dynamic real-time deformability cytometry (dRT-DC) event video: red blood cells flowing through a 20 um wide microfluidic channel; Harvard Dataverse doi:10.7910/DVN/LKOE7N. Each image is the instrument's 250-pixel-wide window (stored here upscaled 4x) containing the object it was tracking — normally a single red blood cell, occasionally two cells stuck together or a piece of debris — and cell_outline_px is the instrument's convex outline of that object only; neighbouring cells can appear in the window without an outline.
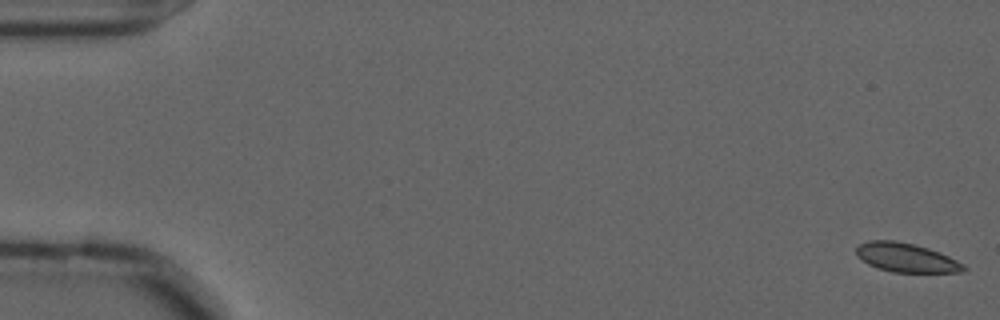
{"species": "common noctule bat (a hibernating species)", "species_latin": "Nyctalus noctula", "temperature_condition": "cold", "stored_images_in_passage": 58, "camera_frame_rate_fps": 3000, "um_per_image_px": 0.085, "animal": {"sex": "male", "forearm_length_mm": 52.5}, "frame": {"image": 1, "passage_image": 1, "time_ms": 0.0, "image_size_px": [1000, 320], "cell_outline_px": [[968, 268], [964, 272], [892, 272], [868, 264], [856, 252], [856, 248], [860, 244], [868, 240], [896, 240], [928, 248], [940, 252], [964, 264]], "centroid_in_image_um": [77.07, 21.89], "position_along_channel_um": 7.9, "area_um2": 17.98}}
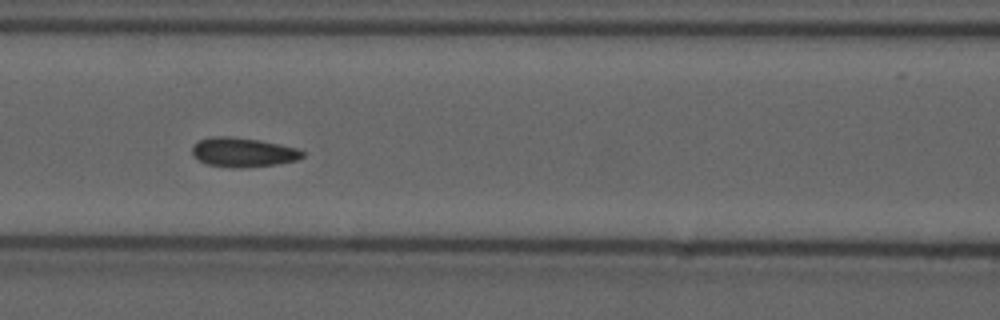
{"frame": {"image": 2, "passage_image": 25, "time_ms": 8.0, "image_size_px": [1000, 320], "cell_outline_px": [[304, 156], [296, 160], [276, 164], [240, 168], [232, 168], [208, 164], [192, 156], [192, 148], [200, 140], [212, 136], [228, 136], [260, 140], [280, 144], [296, 148], [304, 152]], "centroid_in_image_um": [20.66, 12.94], "position_along_channel_um": 145.9, "area_um2": 18.73}}
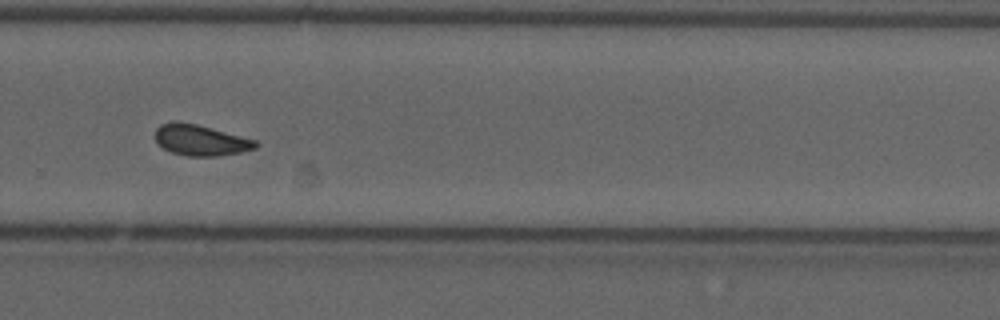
{"frame": {"image": 3, "passage_image": 39, "time_ms": 12.667, "image_size_px": [1000, 320], "cell_outline_px": [[260, 144], [256, 148], [240, 152], [216, 156], [188, 156], [172, 152], [164, 148], [156, 140], [156, 128], [160, 124], [172, 120], [176, 120], [196, 124], [256, 140]], "centroid_in_image_um": [17.04, 11.9], "position_along_channel_um": 312.8, "area_um2": 17.98}, "authors_computed_cell_mechanics": {"area_um2": 18.1492, "velocity_mm_per_s": 3.593, "shape_relaxation_time_tau1_ms": null, "shape_relaxation_time_tau2_ms": 2.5947, "deformation_change_tau1": null, "deformation_change_tau2": 0.0687}}